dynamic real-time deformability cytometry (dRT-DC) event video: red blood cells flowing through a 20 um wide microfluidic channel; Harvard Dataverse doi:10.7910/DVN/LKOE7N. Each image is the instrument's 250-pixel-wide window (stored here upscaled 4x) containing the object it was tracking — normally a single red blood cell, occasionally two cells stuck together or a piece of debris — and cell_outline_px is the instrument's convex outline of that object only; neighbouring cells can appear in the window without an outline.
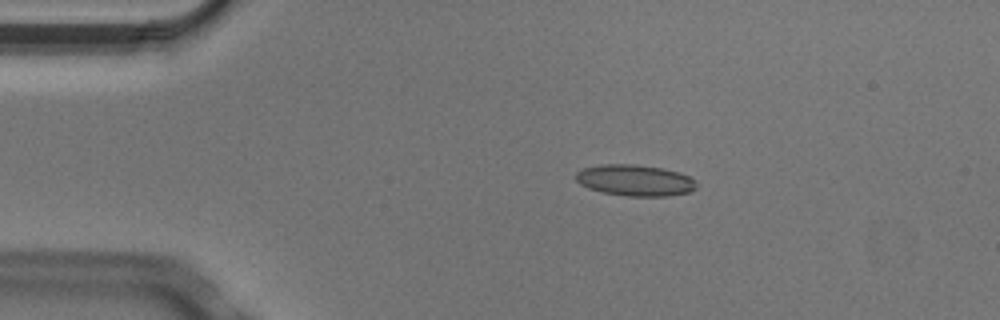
{"species": "Egyptian fruit bat (a non-hibernating species)", "species_latin": "Rousettus aegyptiacus", "temperature_condition": "cold", "stored_images_in_passage": 4, "camera_frame_rate_fps": 3000, "um_per_image_px": 0.085, "animal": {"sex": "male"}, "frame": {"image": 1, "passage_image": 2, "time_ms": 0.333, "image_size_px": [1000, 320], "cell_outline_px": [[696, 188], [692, 192], [668, 196], [628, 196], [604, 192], [588, 188], [580, 184], [576, 180], [576, 172], [584, 168], [600, 164], [636, 164], [664, 168], [680, 172], [696, 180]], "centroid_in_image_um": [54.01, 15.32], "position_along_channel_um": 31.0, "area_um2": 22.14}}
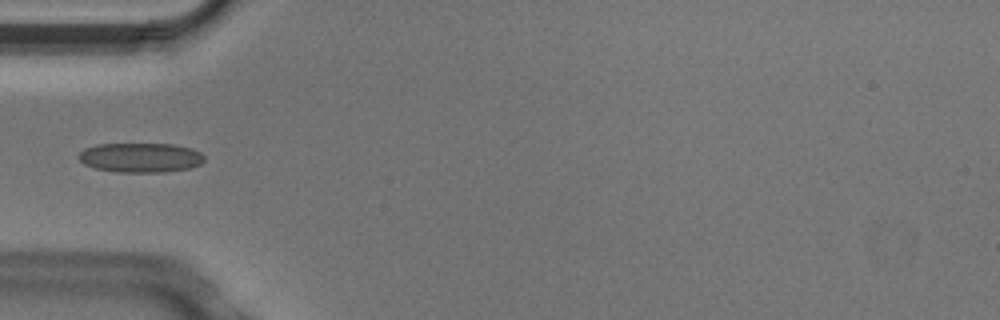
{"frame": {"image": 2, "passage_image": 4, "time_ms": 1.0, "image_size_px": [1000, 320], "cell_outline_px": [[204, 160], [200, 164], [192, 168], [164, 172], [116, 172], [96, 168], [84, 164], [76, 156], [84, 148], [96, 144], [172, 144], [192, 148], [200, 152], [204, 156]], "centroid_in_image_um": [11.94, 13.39], "position_along_channel_um": 73.1, "area_um2": 21.79}}